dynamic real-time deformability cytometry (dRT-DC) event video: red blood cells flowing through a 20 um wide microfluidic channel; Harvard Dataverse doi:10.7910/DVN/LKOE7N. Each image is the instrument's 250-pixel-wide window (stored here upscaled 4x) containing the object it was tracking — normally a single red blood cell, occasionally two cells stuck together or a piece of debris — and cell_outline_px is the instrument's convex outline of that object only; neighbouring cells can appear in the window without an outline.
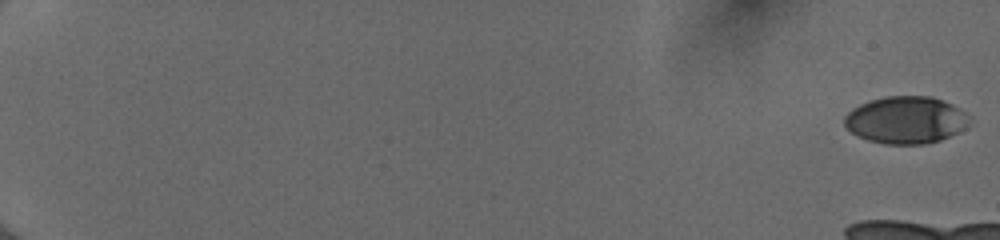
{"species": "human", "species_latin": "Homo sapiens", "temperature_condition": "cold", "stored_images_in_passage": 19, "camera_frame_rate_fps": 3000, "um_per_image_px": 0.085, "donor": {"sex": "female"}, "frame": {"image": 1, "passage_image": 1, "time_ms": 0.0, "image_size_px": [1000, 240], "cell_outline_px": [[964, 128], [940, 140], [924, 144], [884, 144], [868, 140], [852, 132], [844, 124], [844, 116], [852, 108], [860, 104], [872, 100], [888, 96], [932, 96], [952, 104], [964, 112]], "centroid_in_image_um": [76.92, 10.19], "position_along_channel_um": 8.1, "area_um2": 33.7}}
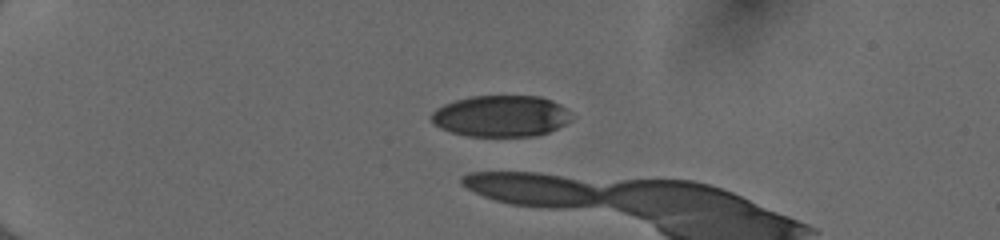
{"frame": {"image": 2, "passage_image": 16, "time_ms": 5.0, "image_size_px": [1000, 240], "cell_outline_px": [[568, 120], [564, 124], [548, 132], [536, 136], [468, 136], [452, 132], [440, 128], [432, 120], [432, 112], [436, 108], [444, 104], [456, 100], [472, 96], [540, 96], [552, 100], [560, 104], [568, 112]], "centroid_in_image_um": [42.55, 9.86], "position_along_channel_um": 42.4, "area_um2": 33.41}}